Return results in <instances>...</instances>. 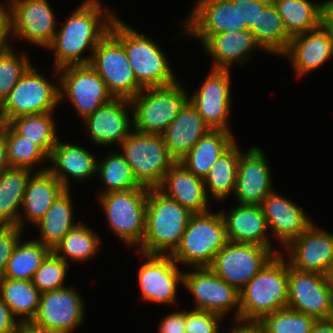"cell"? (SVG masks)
<instances>
[{
  "mask_svg": "<svg viewBox=\"0 0 333 333\" xmlns=\"http://www.w3.org/2000/svg\"><path fill=\"white\" fill-rule=\"evenodd\" d=\"M55 111L41 114L22 115L10 119L7 124L20 136L37 144L48 156L57 144ZM54 113V114H53Z\"/></svg>",
  "mask_w": 333,
  "mask_h": 333,
  "instance_id": "obj_38",
  "label": "cell"
},
{
  "mask_svg": "<svg viewBox=\"0 0 333 333\" xmlns=\"http://www.w3.org/2000/svg\"><path fill=\"white\" fill-rule=\"evenodd\" d=\"M287 307L317 320L333 318V291L325 275L297 270L288 263Z\"/></svg>",
  "mask_w": 333,
  "mask_h": 333,
  "instance_id": "obj_19",
  "label": "cell"
},
{
  "mask_svg": "<svg viewBox=\"0 0 333 333\" xmlns=\"http://www.w3.org/2000/svg\"><path fill=\"white\" fill-rule=\"evenodd\" d=\"M186 309L168 313L159 322L157 333H186Z\"/></svg>",
  "mask_w": 333,
  "mask_h": 333,
  "instance_id": "obj_49",
  "label": "cell"
},
{
  "mask_svg": "<svg viewBox=\"0 0 333 333\" xmlns=\"http://www.w3.org/2000/svg\"><path fill=\"white\" fill-rule=\"evenodd\" d=\"M222 320V316L208 311L186 310V333H220Z\"/></svg>",
  "mask_w": 333,
  "mask_h": 333,
  "instance_id": "obj_46",
  "label": "cell"
},
{
  "mask_svg": "<svg viewBox=\"0 0 333 333\" xmlns=\"http://www.w3.org/2000/svg\"><path fill=\"white\" fill-rule=\"evenodd\" d=\"M239 318L261 320L267 314L286 308L288 304V261L275 254L239 291Z\"/></svg>",
  "mask_w": 333,
  "mask_h": 333,
  "instance_id": "obj_4",
  "label": "cell"
},
{
  "mask_svg": "<svg viewBox=\"0 0 333 333\" xmlns=\"http://www.w3.org/2000/svg\"><path fill=\"white\" fill-rule=\"evenodd\" d=\"M71 188H65L55 199L45 216L36 223L40 235L36 241L51 251L61 242L64 236L78 223L74 221V205Z\"/></svg>",
  "mask_w": 333,
  "mask_h": 333,
  "instance_id": "obj_32",
  "label": "cell"
},
{
  "mask_svg": "<svg viewBox=\"0 0 333 333\" xmlns=\"http://www.w3.org/2000/svg\"><path fill=\"white\" fill-rule=\"evenodd\" d=\"M220 212L224 219L228 241L274 248L270 235H268L266 218L260 205L236 203L227 214L223 210H220Z\"/></svg>",
  "mask_w": 333,
  "mask_h": 333,
  "instance_id": "obj_26",
  "label": "cell"
},
{
  "mask_svg": "<svg viewBox=\"0 0 333 333\" xmlns=\"http://www.w3.org/2000/svg\"><path fill=\"white\" fill-rule=\"evenodd\" d=\"M228 242L221 212L192 214L179 245L170 254L179 266L210 267Z\"/></svg>",
  "mask_w": 333,
  "mask_h": 333,
  "instance_id": "obj_5",
  "label": "cell"
},
{
  "mask_svg": "<svg viewBox=\"0 0 333 333\" xmlns=\"http://www.w3.org/2000/svg\"><path fill=\"white\" fill-rule=\"evenodd\" d=\"M275 6L288 34L295 35L320 26L321 2L310 0H276Z\"/></svg>",
  "mask_w": 333,
  "mask_h": 333,
  "instance_id": "obj_39",
  "label": "cell"
},
{
  "mask_svg": "<svg viewBox=\"0 0 333 333\" xmlns=\"http://www.w3.org/2000/svg\"><path fill=\"white\" fill-rule=\"evenodd\" d=\"M320 25L333 36V0L321 1Z\"/></svg>",
  "mask_w": 333,
  "mask_h": 333,
  "instance_id": "obj_52",
  "label": "cell"
},
{
  "mask_svg": "<svg viewBox=\"0 0 333 333\" xmlns=\"http://www.w3.org/2000/svg\"><path fill=\"white\" fill-rule=\"evenodd\" d=\"M260 206L269 234L281 242L283 250L313 223L312 217L302 207L276 190L268 194Z\"/></svg>",
  "mask_w": 333,
  "mask_h": 333,
  "instance_id": "obj_23",
  "label": "cell"
},
{
  "mask_svg": "<svg viewBox=\"0 0 333 333\" xmlns=\"http://www.w3.org/2000/svg\"><path fill=\"white\" fill-rule=\"evenodd\" d=\"M145 260L138 270V285L145 303L174 306L178 287L183 286V271L170 255L143 254Z\"/></svg>",
  "mask_w": 333,
  "mask_h": 333,
  "instance_id": "obj_18",
  "label": "cell"
},
{
  "mask_svg": "<svg viewBox=\"0 0 333 333\" xmlns=\"http://www.w3.org/2000/svg\"><path fill=\"white\" fill-rule=\"evenodd\" d=\"M326 280L328 285L331 287L332 291H333V260L330 263V266L325 274Z\"/></svg>",
  "mask_w": 333,
  "mask_h": 333,
  "instance_id": "obj_57",
  "label": "cell"
},
{
  "mask_svg": "<svg viewBox=\"0 0 333 333\" xmlns=\"http://www.w3.org/2000/svg\"><path fill=\"white\" fill-rule=\"evenodd\" d=\"M17 243L13 253L8 260L7 268L3 278L15 280H32L43 260L51 252L34 239L22 240Z\"/></svg>",
  "mask_w": 333,
  "mask_h": 333,
  "instance_id": "obj_41",
  "label": "cell"
},
{
  "mask_svg": "<svg viewBox=\"0 0 333 333\" xmlns=\"http://www.w3.org/2000/svg\"><path fill=\"white\" fill-rule=\"evenodd\" d=\"M278 253L282 252L256 244L228 241L209 268L240 291Z\"/></svg>",
  "mask_w": 333,
  "mask_h": 333,
  "instance_id": "obj_14",
  "label": "cell"
},
{
  "mask_svg": "<svg viewBox=\"0 0 333 333\" xmlns=\"http://www.w3.org/2000/svg\"><path fill=\"white\" fill-rule=\"evenodd\" d=\"M282 252L291 267L325 275L333 260V233L312 223Z\"/></svg>",
  "mask_w": 333,
  "mask_h": 333,
  "instance_id": "obj_22",
  "label": "cell"
},
{
  "mask_svg": "<svg viewBox=\"0 0 333 333\" xmlns=\"http://www.w3.org/2000/svg\"><path fill=\"white\" fill-rule=\"evenodd\" d=\"M230 71V69L211 68L200 87L188 95L189 102L211 129L232 132V127L229 125V116L233 107Z\"/></svg>",
  "mask_w": 333,
  "mask_h": 333,
  "instance_id": "obj_17",
  "label": "cell"
},
{
  "mask_svg": "<svg viewBox=\"0 0 333 333\" xmlns=\"http://www.w3.org/2000/svg\"><path fill=\"white\" fill-rule=\"evenodd\" d=\"M5 141L7 161L10 167L26 168L34 172L48 170L37 166L49 161V156L34 142L26 137L18 135L7 123H5Z\"/></svg>",
  "mask_w": 333,
  "mask_h": 333,
  "instance_id": "obj_42",
  "label": "cell"
},
{
  "mask_svg": "<svg viewBox=\"0 0 333 333\" xmlns=\"http://www.w3.org/2000/svg\"><path fill=\"white\" fill-rule=\"evenodd\" d=\"M2 123H3V122H2V119H1V116H0V126L2 125Z\"/></svg>",
  "mask_w": 333,
  "mask_h": 333,
  "instance_id": "obj_60",
  "label": "cell"
},
{
  "mask_svg": "<svg viewBox=\"0 0 333 333\" xmlns=\"http://www.w3.org/2000/svg\"><path fill=\"white\" fill-rule=\"evenodd\" d=\"M89 65L114 98L131 100L143 89L137 83L123 44L110 31L96 46Z\"/></svg>",
  "mask_w": 333,
  "mask_h": 333,
  "instance_id": "obj_12",
  "label": "cell"
},
{
  "mask_svg": "<svg viewBox=\"0 0 333 333\" xmlns=\"http://www.w3.org/2000/svg\"><path fill=\"white\" fill-rule=\"evenodd\" d=\"M242 152L238 142L235 141L219 156L209 174L204 178L205 190L209 199L211 198L213 201L223 202L226 201V198L230 195H234L237 168ZM208 194H210V196Z\"/></svg>",
  "mask_w": 333,
  "mask_h": 333,
  "instance_id": "obj_33",
  "label": "cell"
},
{
  "mask_svg": "<svg viewBox=\"0 0 333 333\" xmlns=\"http://www.w3.org/2000/svg\"><path fill=\"white\" fill-rule=\"evenodd\" d=\"M255 1L263 3L265 5H269V4H275L276 0H255Z\"/></svg>",
  "mask_w": 333,
  "mask_h": 333,
  "instance_id": "obj_59",
  "label": "cell"
},
{
  "mask_svg": "<svg viewBox=\"0 0 333 333\" xmlns=\"http://www.w3.org/2000/svg\"><path fill=\"white\" fill-rule=\"evenodd\" d=\"M110 32L123 44L137 83L142 88L171 85L177 82L169 58L156 41L138 32L116 17Z\"/></svg>",
  "mask_w": 333,
  "mask_h": 333,
  "instance_id": "obj_3",
  "label": "cell"
},
{
  "mask_svg": "<svg viewBox=\"0 0 333 333\" xmlns=\"http://www.w3.org/2000/svg\"><path fill=\"white\" fill-rule=\"evenodd\" d=\"M9 12V0H7V5L6 2L0 1V21H9Z\"/></svg>",
  "mask_w": 333,
  "mask_h": 333,
  "instance_id": "obj_56",
  "label": "cell"
},
{
  "mask_svg": "<svg viewBox=\"0 0 333 333\" xmlns=\"http://www.w3.org/2000/svg\"><path fill=\"white\" fill-rule=\"evenodd\" d=\"M234 325L230 329L221 328L227 333H266L265 327L260 320H245L241 318H235ZM224 327V328H223Z\"/></svg>",
  "mask_w": 333,
  "mask_h": 333,
  "instance_id": "obj_51",
  "label": "cell"
},
{
  "mask_svg": "<svg viewBox=\"0 0 333 333\" xmlns=\"http://www.w3.org/2000/svg\"><path fill=\"white\" fill-rule=\"evenodd\" d=\"M250 31L265 53L276 54L280 57L289 47L292 38L287 32L275 4L266 5L259 12L258 22Z\"/></svg>",
  "mask_w": 333,
  "mask_h": 333,
  "instance_id": "obj_36",
  "label": "cell"
},
{
  "mask_svg": "<svg viewBox=\"0 0 333 333\" xmlns=\"http://www.w3.org/2000/svg\"><path fill=\"white\" fill-rule=\"evenodd\" d=\"M210 129L188 100L161 135L169 154L178 162Z\"/></svg>",
  "mask_w": 333,
  "mask_h": 333,
  "instance_id": "obj_30",
  "label": "cell"
},
{
  "mask_svg": "<svg viewBox=\"0 0 333 333\" xmlns=\"http://www.w3.org/2000/svg\"><path fill=\"white\" fill-rule=\"evenodd\" d=\"M9 36L47 49L57 31L58 19L48 0H9Z\"/></svg>",
  "mask_w": 333,
  "mask_h": 333,
  "instance_id": "obj_15",
  "label": "cell"
},
{
  "mask_svg": "<svg viewBox=\"0 0 333 333\" xmlns=\"http://www.w3.org/2000/svg\"><path fill=\"white\" fill-rule=\"evenodd\" d=\"M202 47L213 58V69H230L234 63L242 66L254 51L264 52L249 29L212 35Z\"/></svg>",
  "mask_w": 333,
  "mask_h": 333,
  "instance_id": "obj_28",
  "label": "cell"
},
{
  "mask_svg": "<svg viewBox=\"0 0 333 333\" xmlns=\"http://www.w3.org/2000/svg\"><path fill=\"white\" fill-rule=\"evenodd\" d=\"M193 2L190 13L181 21V36H191L203 44L212 35L247 29L240 26L239 0Z\"/></svg>",
  "mask_w": 333,
  "mask_h": 333,
  "instance_id": "obj_16",
  "label": "cell"
},
{
  "mask_svg": "<svg viewBox=\"0 0 333 333\" xmlns=\"http://www.w3.org/2000/svg\"><path fill=\"white\" fill-rule=\"evenodd\" d=\"M183 271V287L192 295L193 310L208 311L224 319L233 310L232 318H239V291L216 275L209 267Z\"/></svg>",
  "mask_w": 333,
  "mask_h": 333,
  "instance_id": "obj_13",
  "label": "cell"
},
{
  "mask_svg": "<svg viewBox=\"0 0 333 333\" xmlns=\"http://www.w3.org/2000/svg\"><path fill=\"white\" fill-rule=\"evenodd\" d=\"M58 74L59 103L69 100L81 120L114 98L89 64L65 66L58 69Z\"/></svg>",
  "mask_w": 333,
  "mask_h": 333,
  "instance_id": "obj_11",
  "label": "cell"
},
{
  "mask_svg": "<svg viewBox=\"0 0 333 333\" xmlns=\"http://www.w3.org/2000/svg\"><path fill=\"white\" fill-rule=\"evenodd\" d=\"M23 232L18 225H0V280L4 277L15 246L24 238Z\"/></svg>",
  "mask_w": 333,
  "mask_h": 333,
  "instance_id": "obj_47",
  "label": "cell"
},
{
  "mask_svg": "<svg viewBox=\"0 0 333 333\" xmlns=\"http://www.w3.org/2000/svg\"><path fill=\"white\" fill-rule=\"evenodd\" d=\"M281 56L288 59L296 78L300 79L322 68L333 58V36L320 25L314 30L293 36Z\"/></svg>",
  "mask_w": 333,
  "mask_h": 333,
  "instance_id": "obj_24",
  "label": "cell"
},
{
  "mask_svg": "<svg viewBox=\"0 0 333 333\" xmlns=\"http://www.w3.org/2000/svg\"><path fill=\"white\" fill-rule=\"evenodd\" d=\"M9 38V21H0V50L8 49L12 45Z\"/></svg>",
  "mask_w": 333,
  "mask_h": 333,
  "instance_id": "obj_55",
  "label": "cell"
},
{
  "mask_svg": "<svg viewBox=\"0 0 333 333\" xmlns=\"http://www.w3.org/2000/svg\"><path fill=\"white\" fill-rule=\"evenodd\" d=\"M131 109L130 100L113 98L82 120L94 146L104 148L120 145L133 131V117L129 116Z\"/></svg>",
  "mask_w": 333,
  "mask_h": 333,
  "instance_id": "obj_21",
  "label": "cell"
},
{
  "mask_svg": "<svg viewBox=\"0 0 333 333\" xmlns=\"http://www.w3.org/2000/svg\"><path fill=\"white\" fill-rule=\"evenodd\" d=\"M188 95L181 81L143 88L130 100L133 130L144 134H162L188 101Z\"/></svg>",
  "mask_w": 333,
  "mask_h": 333,
  "instance_id": "obj_6",
  "label": "cell"
},
{
  "mask_svg": "<svg viewBox=\"0 0 333 333\" xmlns=\"http://www.w3.org/2000/svg\"><path fill=\"white\" fill-rule=\"evenodd\" d=\"M149 188L98 195L108 228L127 247H139L145 234L146 207Z\"/></svg>",
  "mask_w": 333,
  "mask_h": 333,
  "instance_id": "obj_8",
  "label": "cell"
},
{
  "mask_svg": "<svg viewBox=\"0 0 333 333\" xmlns=\"http://www.w3.org/2000/svg\"><path fill=\"white\" fill-rule=\"evenodd\" d=\"M5 141V123L0 126V175L9 168Z\"/></svg>",
  "mask_w": 333,
  "mask_h": 333,
  "instance_id": "obj_53",
  "label": "cell"
},
{
  "mask_svg": "<svg viewBox=\"0 0 333 333\" xmlns=\"http://www.w3.org/2000/svg\"><path fill=\"white\" fill-rule=\"evenodd\" d=\"M266 5L255 0H239L240 26L251 30L258 22L259 12Z\"/></svg>",
  "mask_w": 333,
  "mask_h": 333,
  "instance_id": "obj_48",
  "label": "cell"
},
{
  "mask_svg": "<svg viewBox=\"0 0 333 333\" xmlns=\"http://www.w3.org/2000/svg\"><path fill=\"white\" fill-rule=\"evenodd\" d=\"M234 135L231 131L210 129L178 162L195 176L204 179L219 156L236 141Z\"/></svg>",
  "mask_w": 333,
  "mask_h": 333,
  "instance_id": "obj_31",
  "label": "cell"
},
{
  "mask_svg": "<svg viewBox=\"0 0 333 333\" xmlns=\"http://www.w3.org/2000/svg\"><path fill=\"white\" fill-rule=\"evenodd\" d=\"M192 214L158 188H149L145 234L138 253L170 255L179 245Z\"/></svg>",
  "mask_w": 333,
  "mask_h": 333,
  "instance_id": "obj_2",
  "label": "cell"
},
{
  "mask_svg": "<svg viewBox=\"0 0 333 333\" xmlns=\"http://www.w3.org/2000/svg\"><path fill=\"white\" fill-rule=\"evenodd\" d=\"M75 288L41 293L37 312L26 326L38 333H73L85 319V301Z\"/></svg>",
  "mask_w": 333,
  "mask_h": 333,
  "instance_id": "obj_10",
  "label": "cell"
},
{
  "mask_svg": "<svg viewBox=\"0 0 333 333\" xmlns=\"http://www.w3.org/2000/svg\"><path fill=\"white\" fill-rule=\"evenodd\" d=\"M70 266L51 251L34 273L32 283L41 293L67 287L65 281Z\"/></svg>",
  "mask_w": 333,
  "mask_h": 333,
  "instance_id": "obj_45",
  "label": "cell"
},
{
  "mask_svg": "<svg viewBox=\"0 0 333 333\" xmlns=\"http://www.w3.org/2000/svg\"><path fill=\"white\" fill-rule=\"evenodd\" d=\"M37 69L32 65L0 104L3 123L22 115L55 111L60 106L58 69H52L56 83Z\"/></svg>",
  "mask_w": 333,
  "mask_h": 333,
  "instance_id": "obj_7",
  "label": "cell"
},
{
  "mask_svg": "<svg viewBox=\"0 0 333 333\" xmlns=\"http://www.w3.org/2000/svg\"><path fill=\"white\" fill-rule=\"evenodd\" d=\"M100 1L83 0L57 28L47 48L54 54L55 69L90 63L96 46L109 33L117 17L109 6H103ZM87 51L89 55L85 56Z\"/></svg>",
  "mask_w": 333,
  "mask_h": 333,
  "instance_id": "obj_1",
  "label": "cell"
},
{
  "mask_svg": "<svg viewBox=\"0 0 333 333\" xmlns=\"http://www.w3.org/2000/svg\"><path fill=\"white\" fill-rule=\"evenodd\" d=\"M27 51L17 52L12 45L0 50V104L19 82L26 71L32 66Z\"/></svg>",
  "mask_w": 333,
  "mask_h": 333,
  "instance_id": "obj_43",
  "label": "cell"
},
{
  "mask_svg": "<svg viewBox=\"0 0 333 333\" xmlns=\"http://www.w3.org/2000/svg\"><path fill=\"white\" fill-rule=\"evenodd\" d=\"M158 189L193 214L211 210L204 179L195 176L180 162L170 167Z\"/></svg>",
  "mask_w": 333,
  "mask_h": 333,
  "instance_id": "obj_27",
  "label": "cell"
},
{
  "mask_svg": "<svg viewBox=\"0 0 333 333\" xmlns=\"http://www.w3.org/2000/svg\"><path fill=\"white\" fill-rule=\"evenodd\" d=\"M22 326L9 306L0 298V333H15Z\"/></svg>",
  "mask_w": 333,
  "mask_h": 333,
  "instance_id": "obj_50",
  "label": "cell"
},
{
  "mask_svg": "<svg viewBox=\"0 0 333 333\" xmlns=\"http://www.w3.org/2000/svg\"><path fill=\"white\" fill-rule=\"evenodd\" d=\"M40 296L41 292L33 285L32 280H0V298L22 325H27L35 316Z\"/></svg>",
  "mask_w": 333,
  "mask_h": 333,
  "instance_id": "obj_35",
  "label": "cell"
},
{
  "mask_svg": "<svg viewBox=\"0 0 333 333\" xmlns=\"http://www.w3.org/2000/svg\"><path fill=\"white\" fill-rule=\"evenodd\" d=\"M316 318L288 307L264 316L260 321L266 333H311Z\"/></svg>",
  "mask_w": 333,
  "mask_h": 333,
  "instance_id": "obj_44",
  "label": "cell"
},
{
  "mask_svg": "<svg viewBox=\"0 0 333 333\" xmlns=\"http://www.w3.org/2000/svg\"><path fill=\"white\" fill-rule=\"evenodd\" d=\"M15 333H38L36 331H33L29 329L26 325H23L17 332Z\"/></svg>",
  "mask_w": 333,
  "mask_h": 333,
  "instance_id": "obj_58",
  "label": "cell"
},
{
  "mask_svg": "<svg viewBox=\"0 0 333 333\" xmlns=\"http://www.w3.org/2000/svg\"><path fill=\"white\" fill-rule=\"evenodd\" d=\"M120 147L135 179L147 188H158L176 162L169 154L161 134H144L133 130Z\"/></svg>",
  "mask_w": 333,
  "mask_h": 333,
  "instance_id": "obj_9",
  "label": "cell"
},
{
  "mask_svg": "<svg viewBox=\"0 0 333 333\" xmlns=\"http://www.w3.org/2000/svg\"><path fill=\"white\" fill-rule=\"evenodd\" d=\"M97 175L106 188L101 194L110 192L126 191L135 188H147L141 186L135 179L130 165L125 160L123 154L118 150L110 151L106 156L98 159Z\"/></svg>",
  "mask_w": 333,
  "mask_h": 333,
  "instance_id": "obj_40",
  "label": "cell"
},
{
  "mask_svg": "<svg viewBox=\"0 0 333 333\" xmlns=\"http://www.w3.org/2000/svg\"><path fill=\"white\" fill-rule=\"evenodd\" d=\"M84 147L59 139L49 156L48 164L50 162L52 164L48 166V170L67 189L70 188V177L78 182L96 178L97 157L91 152V149Z\"/></svg>",
  "mask_w": 333,
  "mask_h": 333,
  "instance_id": "obj_25",
  "label": "cell"
},
{
  "mask_svg": "<svg viewBox=\"0 0 333 333\" xmlns=\"http://www.w3.org/2000/svg\"><path fill=\"white\" fill-rule=\"evenodd\" d=\"M311 333H333V318L316 320Z\"/></svg>",
  "mask_w": 333,
  "mask_h": 333,
  "instance_id": "obj_54",
  "label": "cell"
},
{
  "mask_svg": "<svg viewBox=\"0 0 333 333\" xmlns=\"http://www.w3.org/2000/svg\"><path fill=\"white\" fill-rule=\"evenodd\" d=\"M271 168L264 150L251 146L242 152L237 168L235 200L239 204L261 205L275 190Z\"/></svg>",
  "mask_w": 333,
  "mask_h": 333,
  "instance_id": "obj_20",
  "label": "cell"
},
{
  "mask_svg": "<svg viewBox=\"0 0 333 333\" xmlns=\"http://www.w3.org/2000/svg\"><path fill=\"white\" fill-rule=\"evenodd\" d=\"M101 237L82 221L71 229L54 248L53 252L66 263H83L94 259L101 246Z\"/></svg>",
  "mask_w": 333,
  "mask_h": 333,
  "instance_id": "obj_37",
  "label": "cell"
},
{
  "mask_svg": "<svg viewBox=\"0 0 333 333\" xmlns=\"http://www.w3.org/2000/svg\"><path fill=\"white\" fill-rule=\"evenodd\" d=\"M64 189L49 170L34 172L25 188L17 225L23 230L27 223L34 227Z\"/></svg>",
  "mask_w": 333,
  "mask_h": 333,
  "instance_id": "obj_29",
  "label": "cell"
},
{
  "mask_svg": "<svg viewBox=\"0 0 333 333\" xmlns=\"http://www.w3.org/2000/svg\"><path fill=\"white\" fill-rule=\"evenodd\" d=\"M34 171L9 167L0 175V225H17L25 188Z\"/></svg>",
  "mask_w": 333,
  "mask_h": 333,
  "instance_id": "obj_34",
  "label": "cell"
}]
</instances>
